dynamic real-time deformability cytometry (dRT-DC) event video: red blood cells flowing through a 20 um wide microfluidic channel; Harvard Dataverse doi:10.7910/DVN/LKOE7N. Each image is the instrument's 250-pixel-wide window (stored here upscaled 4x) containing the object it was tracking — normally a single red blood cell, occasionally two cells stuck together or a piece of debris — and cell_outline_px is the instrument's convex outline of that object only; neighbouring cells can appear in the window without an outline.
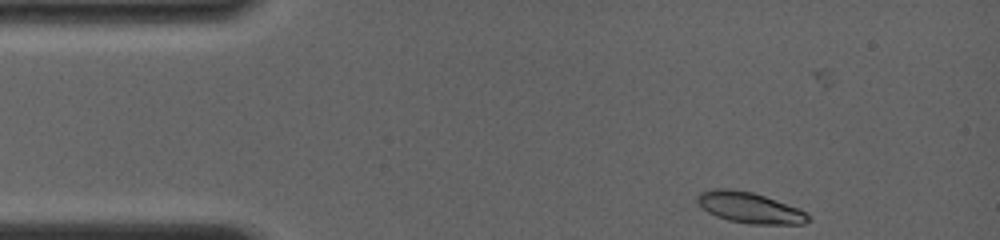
{"species": "common noctule bat (a hibernating species)", "species_latin": "Nyctalus noctula", "temperature_condition": "room temperature", "stored_images_in_passage": 35, "camera_frame_rate_fps": 4000, "um_per_image_px": 0.085, "animal": {"sex": "female", "body_mass_g": 19.0, "forearm_length_mm": 56.7}, "frame": {"image": 1, "passage_image": 1, "time_ms": 0.0, "image_size_px": [1000, 240], "cell_outline_px": [[808, 220], [804, 224], [752, 224], [728, 220], [716, 216], [708, 212], [696, 200], [700, 192], [712, 188], [732, 188], [752, 192], [800, 208], [808, 212]], "centroid_in_image_um": [63.73, 17.64], "position_along_channel_um": 21.3, "area_um2": 19.94}}
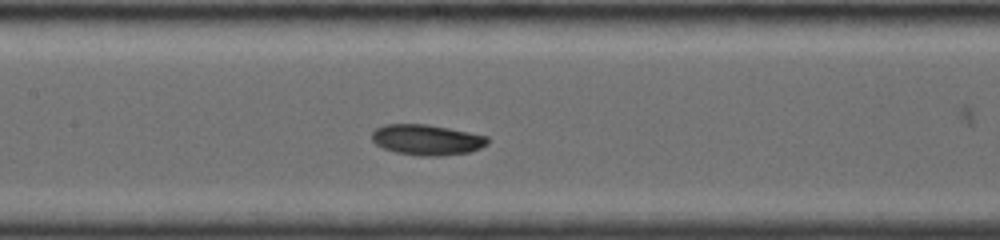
{"frame": {"image": 2, "passage_image": 16, "time_ms": 5.5, "image_size_px": [1000, 240], "cell_outline_px": [[488, 144], [480, 148], [468, 152], [440, 156], [420, 156], [396, 152], [384, 148], [376, 144], [372, 140], [372, 132], [376, 128], [384, 124], [424, 124], [448, 128], [488, 136]], "centroid_in_image_um": [36.27, 11.88], "position_along_channel_um": 171.1, "area_um2": 20.52}}
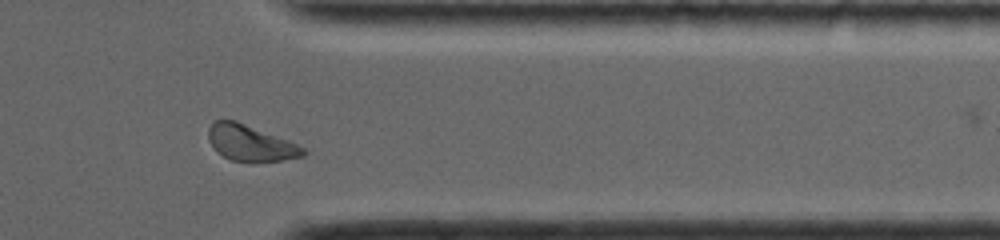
{"frame": {"image": 3, "passage_image": 30, "time_ms": 11.0, "image_size_px": [1000, 240], "cell_outline_px": [[308, 152], [304, 156], [280, 160], [252, 164], [232, 160], [216, 152], [208, 140], [208, 128], [216, 120], [236, 120], [288, 140], [304, 148]], "centroid_in_image_um": [21.28, 12.18], "position_along_channel_um": 390.1, "area_um2": 20.17}, "authors_computed_cell_mechanics": {"area_um2": 20.3456, "velocity_mm_per_s": 3.9837, "shape_relaxation_time_tau1_ms": 2.694, "shape_relaxation_time_tau2_ms": 6.0284, "deformation_change_tau1": 0.1453, "deformation_change_tau2": 0.0815}}